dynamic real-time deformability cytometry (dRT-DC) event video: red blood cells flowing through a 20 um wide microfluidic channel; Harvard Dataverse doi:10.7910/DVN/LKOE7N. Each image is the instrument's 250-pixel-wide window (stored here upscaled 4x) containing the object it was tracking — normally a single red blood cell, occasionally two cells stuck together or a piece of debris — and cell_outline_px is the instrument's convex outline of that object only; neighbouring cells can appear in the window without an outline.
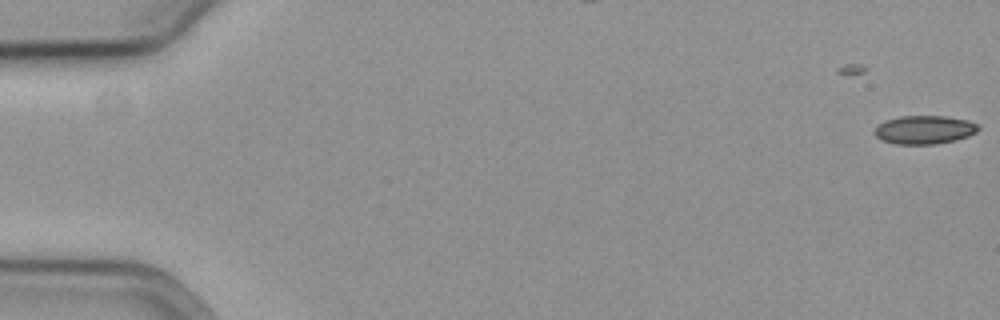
{"species": "common noctule bat (a hibernating species)", "species_latin": "Nyctalus noctula", "temperature_condition": "cold", "stored_images_in_passage": 4, "camera_frame_rate_fps": 3000, "um_per_image_px": 0.085, "animal": {"sex": "female", "body_mass_g": 19.3, "forearm_length_mm": 54.1}, "frame": {"image": 1, "passage_image": 4, "time_ms": 1.0, "image_size_px": [1000, 320], "cell_outline_px": [[980, 128], [976, 132], [968, 136], [956, 140], [936, 144], [896, 144], [880, 140], [872, 132], [876, 124], [884, 120], [900, 116], [944, 116], [968, 120], [976, 124]], "centroid_in_image_um": [78.51, 11.03], "position_along_channel_um": 6.5, "area_um2": 17.46}}